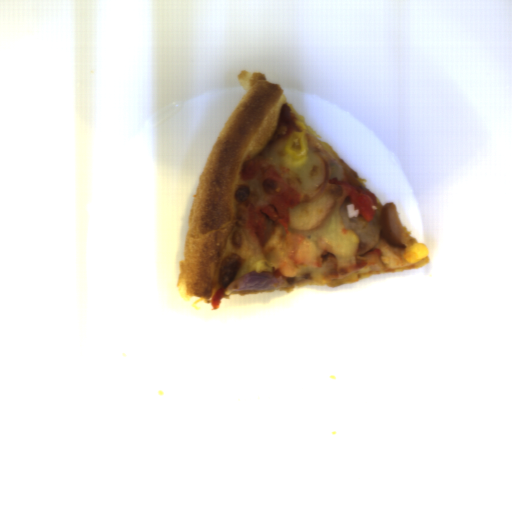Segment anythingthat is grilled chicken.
Wrapping results in <instances>:
<instances>
[{
    "mask_svg": "<svg viewBox=\"0 0 512 512\" xmlns=\"http://www.w3.org/2000/svg\"><path fill=\"white\" fill-rule=\"evenodd\" d=\"M328 183L338 185L347 194L354 209L358 210V217L361 216L368 223L375 219L378 209L377 197L374 192L363 186L359 187L339 181L335 176Z\"/></svg>",
    "mask_w": 512,
    "mask_h": 512,
    "instance_id": "grilled-chicken-3",
    "label": "grilled chicken"
},
{
    "mask_svg": "<svg viewBox=\"0 0 512 512\" xmlns=\"http://www.w3.org/2000/svg\"><path fill=\"white\" fill-rule=\"evenodd\" d=\"M240 179L254 180L262 191L260 201L239 202L235 208V222L248 230L251 240L265 247L273 233L282 225L286 236L289 229L290 208L300 202V193L285 182L271 155L243 160Z\"/></svg>",
    "mask_w": 512,
    "mask_h": 512,
    "instance_id": "grilled-chicken-1",
    "label": "grilled chicken"
},
{
    "mask_svg": "<svg viewBox=\"0 0 512 512\" xmlns=\"http://www.w3.org/2000/svg\"><path fill=\"white\" fill-rule=\"evenodd\" d=\"M386 265L382 259V252L378 248H371L361 256H338L325 249L321 254L319 273L323 281H332L357 271L375 273L384 271Z\"/></svg>",
    "mask_w": 512,
    "mask_h": 512,
    "instance_id": "grilled-chicken-2",
    "label": "grilled chicken"
},
{
    "mask_svg": "<svg viewBox=\"0 0 512 512\" xmlns=\"http://www.w3.org/2000/svg\"><path fill=\"white\" fill-rule=\"evenodd\" d=\"M224 294H225V288H220L219 287L215 291V293H214V295H213V297H212V299L210 301V304H212V306H213L210 310H214L215 311V310L219 309V306H220V303H221V301L223 299Z\"/></svg>",
    "mask_w": 512,
    "mask_h": 512,
    "instance_id": "grilled-chicken-4",
    "label": "grilled chicken"
}]
</instances>
